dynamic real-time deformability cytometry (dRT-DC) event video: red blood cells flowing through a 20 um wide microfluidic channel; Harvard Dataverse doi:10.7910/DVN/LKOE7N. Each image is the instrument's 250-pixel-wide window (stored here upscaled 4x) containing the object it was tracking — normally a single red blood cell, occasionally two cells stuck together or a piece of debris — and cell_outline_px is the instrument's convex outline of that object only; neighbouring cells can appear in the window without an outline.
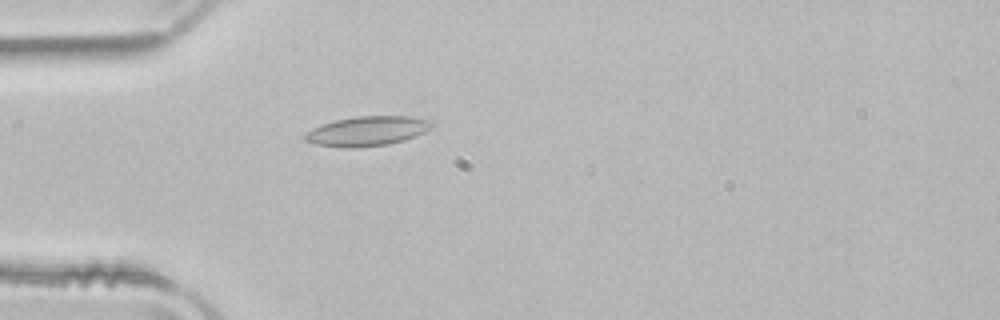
{"species": "common noctule bat (a hibernating species)", "species_latin": "Nyctalus noctula", "temperature_condition": "room temperature", "stored_images_in_passage": 51, "camera_frame_rate_fps": 3000, "um_per_image_px": 0.085, "animal": {"sex": "male", "body_mass_g": 21.5, "forearm_length_mm": 52.0}, "frame": {"image": 1, "passage_image": 15, "time_ms": 4.667, "image_size_px": [1000, 320], "cell_outline_px": [[436, 124], [432, 128], [416, 136], [404, 140], [388, 144], [356, 148], [344, 148], [316, 144], [304, 140], [300, 136], [304, 132], [312, 128], [336, 120], [356, 116], [412, 116], [432, 120]], "centroid_in_image_um": [31.22, 11.14], "position_along_channel_um": 53.8, "area_um2": 22.25}}
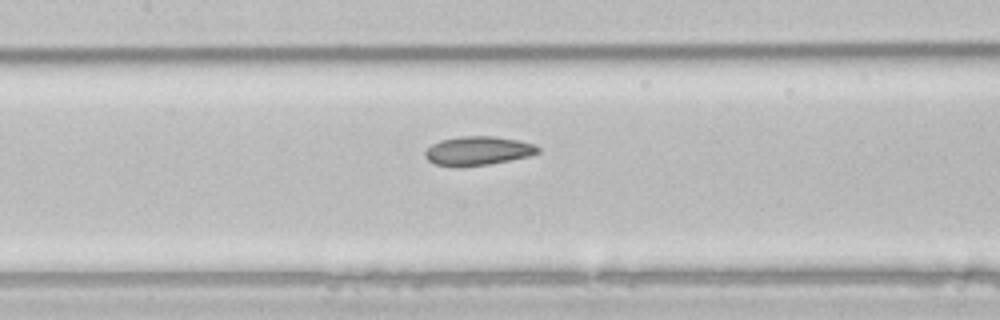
{"frame": {"image": 2, "passage_image": 24, "time_ms": 7.667, "image_size_px": [1000, 320], "cell_outline_px": [[540, 152], [528, 156], [488, 164], [456, 168], [436, 164], [428, 160], [424, 156], [424, 152], [432, 144], [440, 140], [460, 136], [492, 136], [516, 140], [532, 144], [540, 148]], "centroid_in_image_um": [40.57, 12.83], "position_along_channel_um": 166.8, "area_um2": 18.96}}
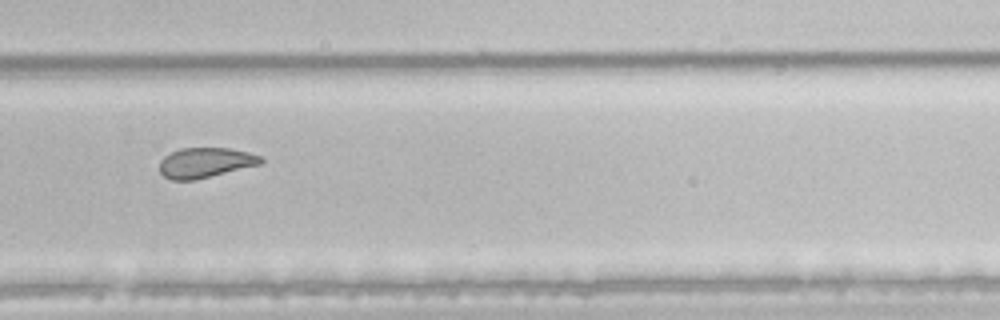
{"frame": {"image": 3, "passage_image": 35, "time_ms": 11.333, "image_size_px": [1000, 320], "cell_outline_px": [[264, 160], [260, 164], [196, 180], [172, 180], [164, 176], [160, 172], [160, 160], [164, 156], [180, 148], [228, 148], [248, 152], [260, 156]], "centroid_in_image_um": [17.44, 13.83], "position_along_channel_um": 312.4, "area_um2": 17.69}, "authors_computed_cell_mechanics": {"area_um2": 20.7502, "velocity_mm_per_s": 3.9846, "shape_relaxation_time_tau1_ms": null, "shape_relaxation_time_tau2_ms": 2.5996, "deformation_change_tau1": null, "deformation_change_tau2": 0.0782}}